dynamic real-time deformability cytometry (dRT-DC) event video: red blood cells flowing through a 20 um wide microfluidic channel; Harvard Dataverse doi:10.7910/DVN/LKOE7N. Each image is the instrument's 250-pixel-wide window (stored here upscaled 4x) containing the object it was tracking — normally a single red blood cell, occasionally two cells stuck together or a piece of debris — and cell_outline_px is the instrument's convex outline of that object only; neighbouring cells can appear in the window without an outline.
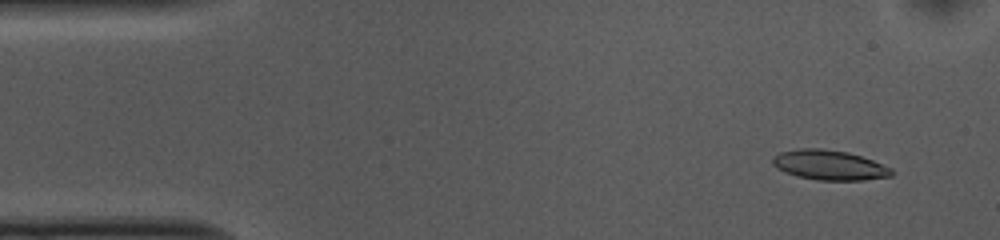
{"species": "common noctule bat (a hibernating species)", "species_latin": "Nyctalus noctula", "temperature_condition": "cold", "stored_images_in_passage": 52, "camera_frame_rate_fps": 3000, "um_per_image_px": 0.085, "animal": {"sex": "female", "body_mass_g": 10.0, "forearm_length_mm": 53.1}, "frame": {"image": 1, "passage_image": 4, "time_ms": 1.0, "image_size_px": [1000, 240], "cell_outline_px": [[892, 176], [864, 180], [816, 180], [796, 176], [784, 172], [772, 164], [772, 156], [780, 152], [800, 148], [820, 148], [848, 152], [872, 160], [892, 168]], "centroid_in_image_um": [70.47, 14.03], "position_along_channel_um": 14.5, "area_um2": 20.75}}
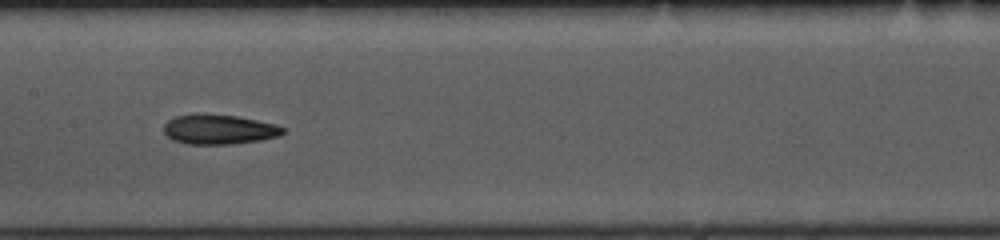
{"frame": {"image": 2, "passage_image": 25, "time_ms": 8.0, "image_size_px": [1000, 240], "cell_outline_px": [[288, 132], [280, 136], [260, 140], [232, 144], [188, 144], [172, 140], [164, 132], [164, 124], [168, 120], [176, 116], [196, 112], [236, 116], [276, 124], [284, 128]], "centroid_in_image_um": [18.62, 10.99], "position_along_channel_um": 188.8, "area_um2": 20.98}}
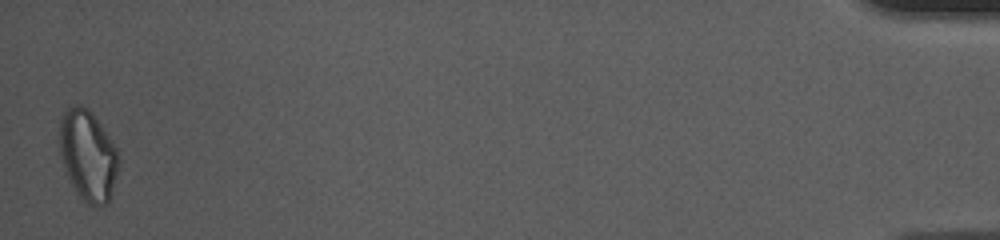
{"frame": {"image": 3, "passage_image": 52, "time_ms": 17.0, "image_size_px": [1000, 240], "cell_outline_px": [[120, 164], [108, 204], [96, 208], [88, 204], [76, 192], [68, 180], [64, 172], [60, 156], [60, 120], [64, 112], [72, 104], [80, 104], [88, 108], [92, 112], [112, 140], [116, 148], [120, 160]], "centroid_in_image_um": [7.48, 13.23], "position_along_channel_um": 427.7, "area_um2": 31.73}, "authors_computed_cell_mechanics": {"area_um2": 20.9814, "velocity_mm_per_s": 3.7317, "shape_relaxation_time_tau1_ms": 4.8051, "shape_relaxation_time_tau2_ms": 4.7122, "deformation_change_tau1": 0.1506, "deformation_change_tau2": 0.1314}}